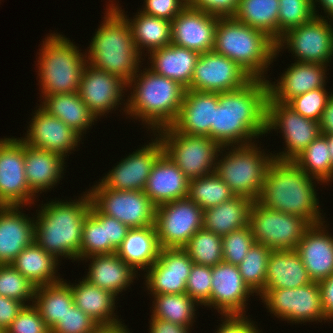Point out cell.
I'll use <instances>...</instances> for the list:
<instances>
[{
  "instance_id": "6da1fadb",
  "label": "cell",
  "mask_w": 333,
  "mask_h": 333,
  "mask_svg": "<svg viewBox=\"0 0 333 333\" xmlns=\"http://www.w3.org/2000/svg\"><path fill=\"white\" fill-rule=\"evenodd\" d=\"M267 99L268 84L263 79H251L240 89L218 93L211 139L221 147H231L254 144L265 137Z\"/></svg>"
},
{
  "instance_id": "7a4b0ae2",
  "label": "cell",
  "mask_w": 333,
  "mask_h": 333,
  "mask_svg": "<svg viewBox=\"0 0 333 333\" xmlns=\"http://www.w3.org/2000/svg\"><path fill=\"white\" fill-rule=\"evenodd\" d=\"M316 181L323 185L294 161L273 159L265 173L262 192L257 201L266 208L299 216L310 225L319 224L325 221V217L320 212Z\"/></svg>"
},
{
  "instance_id": "3957f363",
  "label": "cell",
  "mask_w": 333,
  "mask_h": 333,
  "mask_svg": "<svg viewBox=\"0 0 333 333\" xmlns=\"http://www.w3.org/2000/svg\"><path fill=\"white\" fill-rule=\"evenodd\" d=\"M83 193L71 201L52 199L36 210L34 241L60 262L62 257L78 261L83 223L91 206L88 191Z\"/></svg>"
},
{
  "instance_id": "277c9868",
  "label": "cell",
  "mask_w": 333,
  "mask_h": 333,
  "mask_svg": "<svg viewBox=\"0 0 333 333\" xmlns=\"http://www.w3.org/2000/svg\"><path fill=\"white\" fill-rule=\"evenodd\" d=\"M143 68L128 82L127 118L142 121L153 134L171 126L180 112L185 88L178 82ZM132 90V91H131ZM130 115V116H129Z\"/></svg>"
},
{
  "instance_id": "5b68a950",
  "label": "cell",
  "mask_w": 333,
  "mask_h": 333,
  "mask_svg": "<svg viewBox=\"0 0 333 333\" xmlns=\"http://www.w3.org/2000/svg\"><path fill=\"white\" fill-rule=\"evenodd\" d=\"M104 10V20L85 51L87 63L128 83L142 68L144 55L135 47L126 18L110 3Z\"/></svg>"
},
{
  "instance_id": "8992f818",
  "label": "cell",
  "mask_w": 333,
  "mask_h": 333,
  "mask_svg": "<svg viewBox=\"0 0 333 333\" xmlns=\"http://www.w3.org/2000/svg\"><path fill=\"white\" fill-rule=\"evenodd\" d=\"M213 51L236 62L252 79L263 80L279 57L272 38L233 17H219Z\"/></svg>"
},
{
  "instance_id": "52a82bcc",
  "label": "cell",
  "mask_w": 333,
  "mask_h": 333,
  "mask_svg": "<svg viewBox=\"0 0 333 333\" xmlns=\"http://www.w3.org/2000/svg\"><path fill=\"white\" fill-rule=\"evenodd\" d=\"M38 53L41 95L78 92L87 63L85 53L60 33H51L42 41Z\"/></svg>"
},
{
  "instance_id": "ba28073f",
  "label": "cell",
  "mask_w": 333,
  "mask_h": 333,
  "mask_svg": "<svg viewBox=\"0 0 333 333\" xmlns=\"http://www.w3.org/2000/svg\"><path fill=\"white\" fill-rule=\"evenodd\" d=\"M269 153L261 150L256 142L231 148L222 146L217 154L215 173L235 195L256 201L262 192L267 168L273 160L272 153Z\"/></svg>"
},
{
  "instance_id": "9c48e42d",
  "label": "cell",
  "mask_w": 333,
  "mask_h": 333,
  "mask_svg": "<svg viewBox=\"0 0 333 333\" xmlns=\"http://www.w3.org/2000/svg\"><path fill=\"white\" fill-rule=\"evenodd\" d=\"M155 134L163 144L164 153L189 180L215 172L217 154L221 149L216 141L208 136L177 132L172 126L163 127Z\"/></svg>"
},
{
  "instance_id": "30bf717a",
  "label": "cell",
  "mask_w": 333,
  "mask_h": 333,
  "mask_svg": "<svg viewBox=\"0 0 333 333\" xmlns=\"http://www.w3.org/2000/svg\"><path fill=\"white\" fill-rule=\"evenodd\" d=\"M273 130L282 133L285 141L283 143L286 147L283 148L284 151L279 153L273 152V159L278 161H293L321 134L319 122L303 117L287 103H278L268 96L266 137Z\"/></svg>"
},
{
  "instance_id": "8fae6325",
  "label": "cell",
  "mask_w": 333,
  "mask_h": 333,
  "mask_svg": "<svg viewBox=\"0 0 333 333\" xmlns=\"http://www.w3.org/2000/svg\"><path fill=\"white\" fill-rule=\"evenodd\" d=\"M267 312L288 323L330 321L326 318L318 282L297 288L264 289L259 295Z\"/></svg>"
},
{
  "instance_id": "7c38bea8",
  "label": "cell",
  "mask_w": 333,
  "mask_h": 333,
  "mask_svg": "<svg viewBox=\"0 0 333 333\" xmlns=\"http://www.w3.org/2000/svg\"><path fill=\"white\" fill-rule=\"evenodd\" d=\"M88 194L100 213L116 218L130 229L155 223L156 206L144 191L107 189L98 181Z\"/></svg>"
},
{
  "instance_id": "4fadbf2b",
  "label": "cell",
  "mask_w": 333,
  "mask_h": 333,
  "mask_svg": "<svg viewBox=\"0 0 333 333\" xmlns=\"http://www.w3.org/2000/svg\"><path fill=\"white\" fill-rule=\"evenodd\" d=\"M249 226L254 242L271 250H294L310 224L303 218L272 210L253 202Z\"/></svg>"
},
{
  "instance_id": "5bb4252c",
  "label": "cell",
  "mask_w": 333,
  "mask_h": 333,
  "mask_svg": "<svg viewBox=\"0 0 333 333\" xmlns=\"http://www.w3.org/2000/svg\"><path fill=\"white\" fill-rule=\"evenodd\" d=\"M283 49H289L295 62L329 65L333 60V20L314 16L287 31L276 42V51Z\"/></svg>"
},
{
  "instance_id": "9a60e30c",
  "label": "cell",
  "mask_w": 333,
  "mask_h": 333,
  "mask_svg": "<svg viewBox=\"0 0 333 333\" xmlns=\"http://www.w3.org/2000/svg\"><path fill=\"white\" fill-rule=\"evenodd\" d=\"M204 210L188 197L156 207L155 228L160 248H183L203 228Z\"/></svg>"
},
{
  "instance_id": "2e32d148",
  "label": "cell",
  "mask_w": 333,
  "mask_h": 333,
  "mask_svg": "<svg viewBox=\"0 0 333 333\" xmlns=\"http://www.w3.org/2000/svg\"><path fill=\"white\" fill-rule=\"evenodd\" d=\"M24 167V142L4 137L0 142V206L35 204L37 196L28 187Z\"/></svg>"
},
{
  "instance_id": "e0dca14e",
  "label": "cell",
  "mask_w": 333,
  "mask_h": 333,
  "mask_svg": "<svg viewBox=\"0 0 333 333\" xmlns=\"http://www.w3.org/2000/svg\"><path fill=\"white\" fill-rule=\"evenodd\" d=\"M126 89H128V83L121 77L86 63L79 83L78 94L96 118L100 119L114 109L116 111L119 105L124 106L120 111L123 110L124 114L126 113L127 99L125 101L124 98V93L128 91Z\"/></svg>"
},
{
  "instance_id": "ac0fdd59",
  "label": "cell",
  "mask_w": 333,
  "mask_h": 333,
  "mask_svg": "<svg viewBox=\"0 0 333 333\" xmlns=\"http://www.w3.org/2000/svg\"><path fill=\"white\" fill-rule=\"evenodd\" d=\"M251 79L236 62L212 50L200 54L189 89L222 93L240 89Z\"/></svg>"
},
{
  "instance_id": "d6986e66",
  "label": "cell",
  "mask_w": 333,
  "mask_h": 333,
  "mask_svg": "<svg viewBox=\"0 0 333 333\" xmlns=\"http://www.w3.org/2000/svg\"><path fill=\"white\" fill-rule=\"evenodd\" d=\"M154 137L148 144L124 156L99 182L107 189L143 191L153 165L164 152L161 140L155 133Z\"/></svg>"
},
{
  "instance_id": "ffe728a7",
  "label": "cell",
  "mask_w": 333,
  "mask_h": 333,
  "mask_svg": "<svg viewBox=\"0 0 333 333\" xmlns=\"http://www.w3.org/2000/svg\"><path fill=\"white\" fill-rule=\"evenodd\" d=\"M32 116L24 137L20 139L27 145L42 150H47L66 158L79 149L82 137L67 126L61 119L51 116L40 105Z\"/></svg>"
},
{
  "instance_id": "44dd1931",
  "label": "cell",
  "mask_w": 333,
  "mask_h": 333,
  "mask_svg": "<svg viewBox=\"0 0 333 333\" xmlns=\"http://www.w3.org/2000/svg\"><path fill=\"white\" fill-rule=\"evenodd\" d=\"M193 263L183 248H161L158 259L144 273L148 294L186 293Z\"/></svg>"
},
{
  "instance_id": "7402d4cb",
  "label": "cell",
  "mask_w": 333,
  "mask_h": 333,
  "mask_svg": "<svg viewBox=\"0 0 333 333\" xmlns=\"http://www.w3.org/2000/svg\"><path fill=\"white\" fill-rule=\"evenodd\" d=\"M250 295L254 296V292L244 282L237 265L222 261L212 267L211 296L204 306L213 307L220 315H246Z\"/></svg>"
},
{
  "instance_id": "603a6c76",
  "label": "cell",
  "mask_w": 333,
  "mask_h": 333,
  "mask_svg": "<svg viewBox=\"0 0 333 333\" xmlns=\"http://www.w3.org/2000/svg\"><path fill=\"white\" fill-rule=\"evenodd\" d=\"M219 17L186 6L171 21V43L200 54L212 51Z\"/></svg>"
},
{
  "instance_id": "cb8c5ba5",
  "label": "cell",
  "mask_w": 333,
  "mask_h": 333,
  "mask_svg": "<svg viewBox=\"0 0 333 333\" xmlns=\"http://www.w3.org/2000/svg\"><path fill=\"white\" fill-rule=\"evenodd\" d=\"M328 66L307 62L291 63L276 82L266 80L268 96L278 103H288L295 96L325 87Z\"/></svg>"
},
{
  "instance_id": "d4e9b609",
  "label": "cell",
  "mask_w": 333,
  "mask_h": 333,
  "mask_svg": "<svg viewBox=\"0 0 333 333\" xmlns=\"http://www.w3.org/2000/svg\"><path fill=\"white\" fill-rule=\"evenodd\" d=\"M325 222L310 225L295 249L313 282L333 274V235L327 231Z\"/></svg>"
},
{
  "instance_id": "484cf974",
  "label": "cell",
  "mask_w": 333,
  "mask_h": 333,
  "mask_svg": "<svg viewBox=\"0 0 333 333\" xmlns=\"http://www.w3.org/2000/svg\"><path fill=\"white\" fill-rule=\"evenodd\" d=\"M25 206H0V264H11L35 238L34 216L22 213Z\"/></svg>"
},
{
  "instance_id": "4316f807",
  "label": "cell",
  "mask_w": 333,
  "mask_h": 333,
  "mask_svg": "<svg viewBox=\"0 0 333 333\" xmlns=\"http://www.w3.org/2000/svg\"><path fill=\"white\" fill-rule=\"evenodd\" d=\"M218 104V93L186 89L180 112L171 126L186 135L208 136L211 139L214 109Z\"/></svg>"
},
{
  "instance_id": "83f0119b",
  "label": "cell",
  "mask_w": 333,
  "mask_h": 333,
  "mask_svg": "<svg viewBox=\"0 0 333 333\" xmlns=\"http://www.w3.org/2000/svg\"><path fill=\"white\" fill-rule=\"evenodd\" d=\"M189 179L164 152L158 157L143 189L157 207L188 196Z\"/></svg>"
},
{
  "instance_id": "f1b7e54d",
  "label": "cell",
  "mask_w": 333,
  "mask_h": 333,
  "mask_svg": "<svg viewBox=\"0 0 333 333\" xmlns=\"http://www.w3.org/2000/svg\"><path fill=\"white\" fill-rule=\"evenodd\" d=\"M84 260H89L90 264L86 269L89 270L88 274L82 278L117 297L140 276L130 265L123 262L116 252L88 256L81 261Z\"/></svg>"
},
{
  "instance_id": "f546056e",
  "label": "cell",
  "mask_w": 333,
  "mask_h": 333,
  "mask_svg": "<svg viewBox=\"0 0 333 333\" xmlns=\"http://www.w3.org/2000/svg\"><path fill=\"white\" fill-rule=\"evenodd\" d=\"M65 160L59 154L31 147L24 143V171L28 187L37 197L39 192L40 195L42 192L51 191L60 183L66 167Z\"/></svg>"
},
{
  "instance_id": "4dcf8cb0",
  "label": "cell",
  "mask_w": 333,
  "mask_h": 333,
  "mask_svg": "<svg viewBox=\"0 0 333 333\" xmlns=\"http://www.w3.org/2000/svg\"><path fill=\"white\" fill-rule=\"evenodd\" d=\"M73 293L74 304L101 327H112L121 325L122 319L114 312L116 310V299L113 293L101 289L98 286L90 284L86 279H82L78 284L76 282L68 283ZM118 317V318H117Z\"/></svg>"
},
{
  "instance_id": "1f68e13d",
  "label": "cell",
  "mask_w": 333,
  "mask_h": 333,
  "mask_svg": "<svg viewBox=\"0 0 333 333\" xmlns=\"http://www.w3.org/2000/svg\"><path fill=\"white\" fill-rule=\"evenodd\" d=\"M200 53L174 44L153 50L148 54V65L154 73L190 88L192 75Z\"/></svg>"
},
{
  "instance_id": "d6a6232c",
  "label": "cell",
  "mask_w": 333,
  "mask_h": 333,
  "mask_svg": "<svg viewBox=\"0 0 333 333\" xmlns=\"http://www.w3.org/2000/svg\"><path fill=\"white\" fill-rule=\"evenodd\" d=\"M296 250H272L267 263L265 289L297 288L311 283Z\"/></svg>"
},
{
  "instance_id": "836d02e7",
  "label": "cell",
  "mask_w": 333,
  "mask_h": 333,
  "mask_svg": "<svg viewBox=\"0 0 333 333\" xmlns=\"http://www.w3.org/2000/svg\"><path fill=\"white\" fill-rule=\"evenodd\" d=\"M160 249L155 225H151L130 229L116 254L138 273L155 263Z\"/></svg>"
},
{
  "instance_id": "e575fe53",
  "label": "cell",
  "mask_w": 333,
  "mask_h": 333,
  "mask_svg": "<svg viewBox=\"0 0 333 333\" xmlns=\"http://www.w3.org/2000/svg\"><path fill=\"white\" fill-rule=\"evenodd\" d=\"M40 106L51 116L61 119L82 138L87 130L97 121L96 116L81 100L78 92L40 95Z\"/></svg>"
},
{
  "instance_id": "d590c367",
  "label": "cell",
  "mask_w": 333,
  "mask_h": 333,
  "mask_svg": "<svg viewBox=\"0 0 333 333\" xmlns=\"http://www.w3.org/2000/svg\"><path fill=\"white\" fill-rule=\"evenodd\" d=\"M110 3L128 21L135 47L141 55L144 54L145 50L147 51L145 56H147V54L153 50L160 49L171 44V21L164 18L150 16L140 11L137 12L132 19L131 17H128L129 15H125V11L118 6L119 4H115L111 0Z\"/></svg>"
},
{
  "instance_id": "8d00e7d4",
  "label": "cell",
  "mask_w": 333,
  "mask_h": 333,
  "mask_svg": "<svg viewBox=\"0 0 333 333\" xmlns=\"http://www.w3.org/2000/svg\"><path fill=\"white\" fill-rule=\"evenodd\" d=\"M253 200L235 195L230 200L204 210L203 228L219 236L249 225Z\"/></svg>"
},
{
  "instance_id": "74e56055",
  "label": "cell",
  "mask_w": 333,
  "mask_h": 333,
  "mask_svg": "<svg viewBox=\"0 0 333 333\" xmlns=\"http://www.w3.org/2000/svg\"><path fill=\"white\" fill-rule=\"evenodd\" d=\"M59 264L60 261L45 252L35 241L11 263L35 287L54 284L64 279L57 274Z\"/></svg>"
},
{
  "instance_id": "f35d334b",
  "label": "cell",
  "mask_w": 333,
  "mask_h": 333,
  "mask_svg": "<svg viewBox=\"0 0 333 333\" xmlns=\"http://www.w3.org/2000/svg\"><path fill=\"white\" fill-rule=\"evenodd\" d=\"M232 17L278 41L279 0H239Z\"/></svg>"
},
{
  "instance_id": "ab89813d",
  "label": "cell",
  "mask_w": 333,
  "mask_h": 333,
  "mask_svg": "<svg viewBox=\"0 0 333 333\" xmlns=\"http://www.w3.org/2000/svg\"><path fill=\"white\" fill-rule=\"evenodd\" d=\"M46 325L51 330L74 304L70 286L62 279L54 284L36 287L34 302Z\"/></svg>"
},
{
  "instance_id": "60d3db41",
  "label": "cell",
  "mask_w": 333,
  "mask_h": 333,
  "mask_svg": "<svg viewBox=\"0 0 333 333\" xmlns=\"http://www.w3.org/2000/svg\"><path fill=\"white\" fill-rule=\"evenodd\" d=\"M152 318L162 319L181 326L192 328L196 309L200 306L187 293L151 295Z\"/></svg>"
},
{
  "instance_id": "b9f144b4",
  "label": "cell",
  "mask_w": 333,
  "mask_h": 333,
  "mask_svg": "<svg viewBox=\"0 0 333 333\" xmlns=\"http://www.w3.org/2000/svg\"><path fill=\"white\" fill-rule=\"evenodd\" d=\"M309 176L324 184L333 180V166L327 139L320 134L294 160ZM330 181V182H329Z\"/></svg>"
},
{
  "instance_id": "7bdbcfd3",
  "label": "cell",
  "mask_w": 333,
  "mask_h": 333,
  "mask_svg": "<svg viewBox=\"0 0 333 333\" xmlns=\"http://www.w3.org/2000/svg\"><path fill=\"white\" fill-rule=\"evenodd\" d=\"M234 196L229 186L215 172L189 180L187 197L203 210L224 203Z\"/></svg>"
},
{
  "instance_id": "ee69618b",
  "label": "cell",
  "mask_w": 333,
  "mask_h": 333,
  "mask_svg": "<svg viewBox=\"0 0 333 333\" xmlns=\"http://www.w3.org/2000/svg\"><path fill=\"white\" fill-rule=\"evenodd\" d=\"M183 249L198 265L213 267L223 261L222 236L205 228L199 229Z\"/></svg>"
},
{
  "instance_id": "f6af8a7d",
  "label": "cell",
  "mask_w": 333,
  "mask_h": 333,
  "mask_svg": "<svg viewBox=\"0 0 333 333\" xmlns=\"http://www.w3.org/2000/svg\"><path fill=\"white\" fill-rule=\"evenodd\" d=\"M271 251L268 247L255 243L244 260L237 265L244 282L256 296L265 289L267 263Z\"/></svg>"
},
{
  "instance_id": "bcb514c9",
  "label": "cell",
  "mask_w": 333,
  "mask_h": 333,
  "mask_svg": "<svg viewBox=\"0 0 333 333\" xmlns=\"http://www.w3.org/2000/svg\"><path fill=\"white\" fill-rule=\"evenodd\" d=\"M98 254H106L105 221L90 207L83 223L78 261Z\"/></svg>"
},
{
  "instance_id": "7dc6e473",
  "label": "cell",
  "mask_w": 333,
  "mask_h": 333,
  "mask_svg": "<svg viewBox=\"0 0 333 333\" xmlns=\"http://www.w3.org/2000/svg\"><path fill=\"white\" fill-rule=\"evenodd\" d=\"M35 290L36 287L11 264H0L1 296L29 305L34 302Z\"/></svg>"
},
{
  "instance_id": "c3c4849f",
  "label": "cell",
  "mask_w": 333,
  "mask_h": 333,
  "mask_svg": "<svg viewBox=\"0 0 333 333\" xmlns=\"http://www.w3.org/2000/svg\"><path fill=\"white\" fill-rule=\"evenodd\" d=\"M314 16L313 0H279L278 40Z\"/></svg>"
},
{
  "instance_id": "681fc988",
  "label": "cell",
  "mask_w": 333,
  "mask_h": 333,
  "mask_svg": "<svg viewBox=\"0 0 333 333\" xmlns=\"http://www.w3.org/2000/svg\"><path fill=\"white\" fill-rule=\"evenodd\" d=\"M254 244L249 225L231 231L222 237L223 261L233 265L240 264Z\"/></svg>"
},
{
  "instance_id": "f907efd6",
  "label": "cell",
  "mask_w": 333,
  "mask_h": 333,
  "mask_svg": "<svg viewBox=\"0 0 333 333\" xmlns=\"http://www.w3.org/2000/svg\"><path fill=\"white\" fill-rule=\"evenodd\" d=\"M326 86L295 96L287 104L305 118L320 122L329 97Z\"/></svg>"
},
{
  "instance_id": "816d5d0a",
  "label": "cell",
  "mask_w": 333,
  "mask_h": 333,
  "mask_svg": "<svg viewBox=\"0 0 333 333\" xmlns=\"http://www.w3.org/2000/svg\"><path fill=\"white\" fill-rule=\"evenodd\" d=\"M101 326L73 304L50 333H96Z\"/></svg>"
},
{
  "instance_id": "f5cc1de1",
  "label": "cell",
  "mask_w": 333,
  "mask_h": 333,
  "mask_svg": "<svg viewBox=\"0 0 333 333\" xmlns=\"http://www.w3.org/2000/svg\"><path fill=\"white\" fill-rule=\"evenodd\" d=\"M212 267L193 263L186 283V293L200 306L211 296Z\"/></svg>"
},
{
  "instance_id": "db71d44e",
  "label": "cell",
  "mask_w": 333,
  "mask_h": 333,
  "mask_svg": "<svg viewBox=\"0 0 333 333\" xmlns=\"http://www.w3.org/2000/svg\"><path fill=\"white\" fill-rule=\"evenodd\" d=\"M4 333H50V329L37 307L31 303L24 305Z\"/></svg>"
},
{
  "instance_id": "11a10c76",
  "label": "cell",
  "mask_w": 333,
  "mask_h": 333,
  "mask_svg": "<svg viewBox=\"0 0 333 333\" xmlns=\"http://www.w3.org/2000/svg\"><path fill=\"white\" fill-rule=\"evenodd\" d=\"M143 3L140 12L169 21L187 6V0H144Z\"/></svg>"
},
{
  "instance_id": "9f6ffc18",
  "label": "cell",
  "mask_w": 333,
  "mask_h": 333,
  "mask_svg": "<svg viewBox=\"0 0 333 333\" xmlns=\"http://www.w3.org/2000/svg\"><path fill=\"white\" fill-rule=\"evenodd\" d=\"M90 207L105 221L106 254L116 252L130 228L116 218L100 213L92 204Z\"/></svg>"
},
{
  "instance_id": "6f0895ef",
  "label": "cell",
  "mask_w": 333,
  "mask_h": 333,
  "mask_svg": "<svg viewBox=\"0 0 333 333\" xmlns=\"http://www.w3.org/2000/svg\"><path fill=\"white\" fill-rule=\"evenodd\" d=\"M239 0H187V6L218 17H232Z\"/></svg>"
},
{
  "instance_id": "680465c9",
  "label": "cell",
  "mask_w": 333,
  "mask_h": 333,
  "mask_svg": "<svg viewBox=\"0 0 333 333\" xmlns=\"http://www.w3.org/2000/svg\"><path fill=\"white\" fill-rule=\"evenodd\" d=\"M222 322L215 333H260L255 321L247 315H221ZM224 319V320H223Z\"/></svg>"
},
{
  "instance_id": "91938a15",
  "label": "cell",
  "mask_w": 333,
  "mask_h": 333,
  "mask_svg": "<svg viewBox=\"0 0 333 333\" xmlns=\"http://www.w3.org/2000/svg\"><path fill=\"white\" fill-rule=\"evenodd\" d=\"M23 307L22 302L0 295V331L2 333L9 328Z\"/></svg>"
},
{
  "instance_id": "94428289",
  "label": "cell",
  "mask_w": 333,
  "mask_h": 333,
  "mask_svg": "<svg viewBox=\"0 0 333 333\" xmlns=\"http://www.w3.org/2000/svg\"><path fill=\"white\" fill-rule=\"evenodd\" d=\"M318 283L325 316L333 321V274Z\"/></svg>"
},
{
  "instance_id": "6125c7cd",
  "label": "cell",
  "mask_w": 333,
  "mask_h": 333,
  "mask_svg": "<svg viewBox=\"0 0 333 333\" xmlns=\"http://www.w3.org/2000/svg\"><path fill=\"white\" fill-rule=\"evenodd\" d=\"M149 333H189L191 330L162 319L152 318L149 321Z\"/></svg>"
},
{
  "instance_id": "be15d7a7",
  "label": "cell",
  "mask_w": 333,
  "mask_h": 333,
  "mask_svg": "<svg viewBox=\"0 0 333 333\" xmlns=\"http://www.w3.org/2000/svg\"><path fill=\"white\" fill-rule=\"evenodd\" d=\"M319 124L321 134H333V94L327 101Z\"/></svg>"
},
{
  "instance_id": "e7e4bbea",
  "label": "cell",
  "mask_w": 333,
  "mask_h": 333,
  "mask_svg": "<svg viewBox=\"0 0 333 333\" xmlns=\"http://www.w3.org/2000/svg\"><path fill=\"white\" fill-rule=\"evenodd\" d=\"M316 5H321V10H324L323 13H325V16L323 15V18L332 19L333 20V0H313V8H314V15L316 17H321L322 15H319V11L316 8Z\"/></svg>"
},
{
  "instance_id": "03108f58",
  "label": "cell",
  "mask_w": 333,
  "mask_h": 333,
  "mask_svg": "<svg viewBox=\"0 0 333 333\" xmlns=\"http://www.w3.org/2000/svg\"><path fill=\"white\" fill-rule=\"evenodd\" d=\"M125 323L112 327H101L96 333H132Z\"/></svg>"
},
{
  "instance_id": "003e7915",
  "label": "cell",
  "mask_w": 333,
  "mask_h": 333,
  "mask_svg": "<svg viewBox=\"0 0 333 333\" xmlns=\"http://www.w3.org/2000/svg\"><path fill=\"white\" fill-rule=\"evenodd\" d=\"M328 142V148H329V153L330 157L332 160V166H333V134H322Z\"/></svg>"
}]
</instances>
